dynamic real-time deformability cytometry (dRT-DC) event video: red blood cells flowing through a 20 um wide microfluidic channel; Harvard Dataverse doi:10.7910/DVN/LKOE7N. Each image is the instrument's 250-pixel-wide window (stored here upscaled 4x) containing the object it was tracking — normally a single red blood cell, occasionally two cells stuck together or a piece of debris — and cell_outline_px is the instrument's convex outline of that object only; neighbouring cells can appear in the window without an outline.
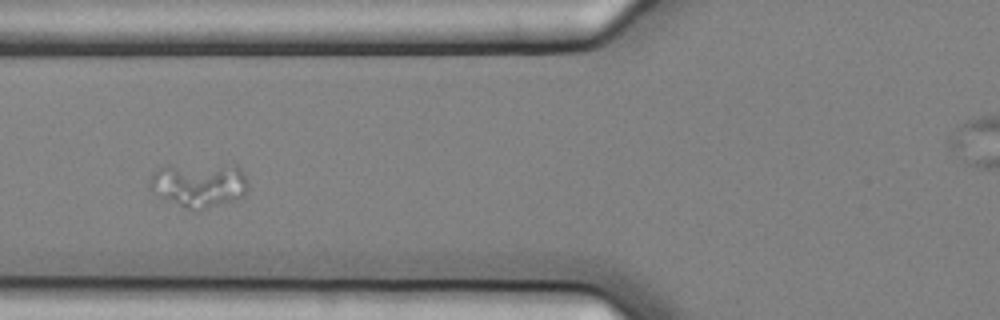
{"species": "common noctule bat (a hibernating species)", "species_latin": "Nyctalus noctula", "temperature_condition": "cold", "stored_images_in_passage": 12, "camera_frame_rate_fps": 3000, "um_per_image_px": 0.085, "animal": {"sex": "female", "body_mass_g": 25.1}, "frame": {"image": 1, "passage_image": 6, "time_ms": 1.667, "image_size_px": [1000, 320], "cell_outline_px": [[248, 188], [244, 196], [240, 200], [200, 212], [192, 212], [156, 196], [148, 188], [148, 180], [152, 172], [168, 164], [240, 164], [248, 180]], "centroid_in_image_um": [16.94, 15.73], "position_along_channel_um": 108.9, "area_um2": 27.46}}
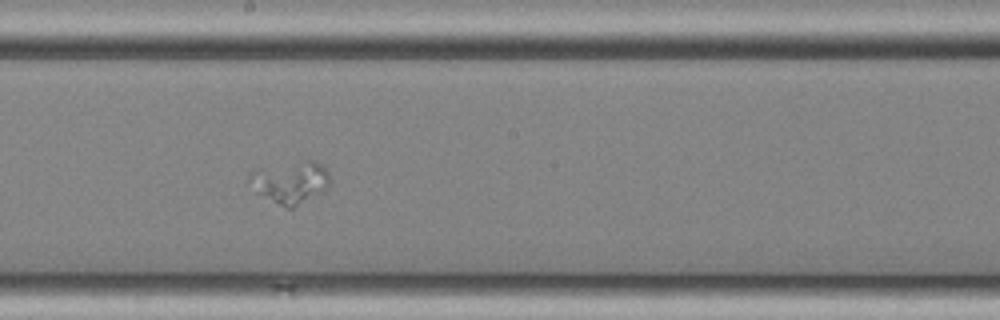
{"frame": {"image": 2, "passage_image": 9, "time_ms": 2.667, "image_size_px": [1000, 320], "cell_outline_px": [[328, 188], [324, 192], [292, 208], [288, 208], [256, 192], [248, 180], [252, 172], [256, 168], [308, 160], [312, 160], [320, 164], [328, 172]], "centroid_in_image_um": [24.69, 15.48], "position_along_channel_um": 223.5, "area_um2": 19.42}}
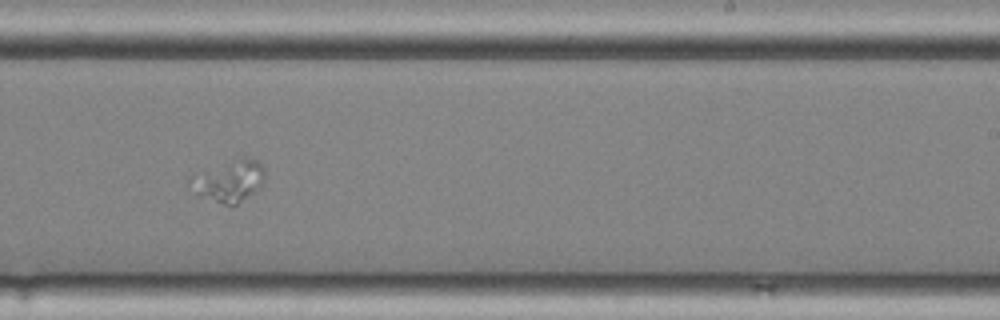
{"frame": {"image": 3, "passage_image": 10, "time_ms": 3.0, "image_size_px": [1000, 320], "cell_outline_px": [[264, 180], [252, 192], [232, 208], [200, 196], [188, 184], [188, 180], [192, 176], [240, 156], [244, 156], [256, 160], [264, 168]], "centroid_in_image_um": [19.46, 15.39], "position_along_channel_um": 269.5, "area_um2": 17.8}}